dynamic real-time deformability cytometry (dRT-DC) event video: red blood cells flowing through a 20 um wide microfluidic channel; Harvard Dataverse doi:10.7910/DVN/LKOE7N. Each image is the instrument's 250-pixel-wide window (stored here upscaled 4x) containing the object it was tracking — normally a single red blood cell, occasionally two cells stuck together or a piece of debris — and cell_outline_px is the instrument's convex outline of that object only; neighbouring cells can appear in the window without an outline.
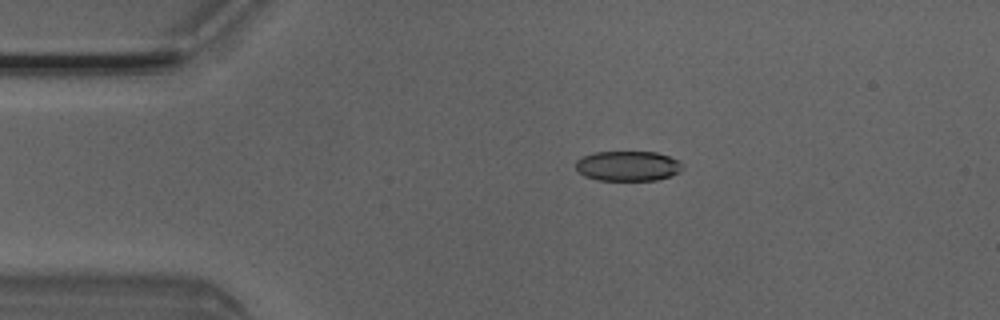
{"species": "Egyptian fruit bat (a non-hibernating species)", "species_latin": "Rousettus aegyptiacus", "temperature_condition": "room temperature", "stored_images_in_passage": 3, "camera_frame_rate_fps": 3000, "um_per_image_px": 0.085, "animal": {"sex": "male"}, "frame": {"image": 1, "passage_image": 2, "time_ms": 0.333, "image_size_px": [1000, 320], "cell_outline_px": [[684, 164], [680, 172], [656, 180], [596, 180], [584, 176], [576, 168], [576, 160], [584, 156], [596, 152], [656, 152], [668, 156]], "centroid_in_image_um": [53.36, 14.11], "position_along_channel_um": 31.6, "area_um2": 18.55}}